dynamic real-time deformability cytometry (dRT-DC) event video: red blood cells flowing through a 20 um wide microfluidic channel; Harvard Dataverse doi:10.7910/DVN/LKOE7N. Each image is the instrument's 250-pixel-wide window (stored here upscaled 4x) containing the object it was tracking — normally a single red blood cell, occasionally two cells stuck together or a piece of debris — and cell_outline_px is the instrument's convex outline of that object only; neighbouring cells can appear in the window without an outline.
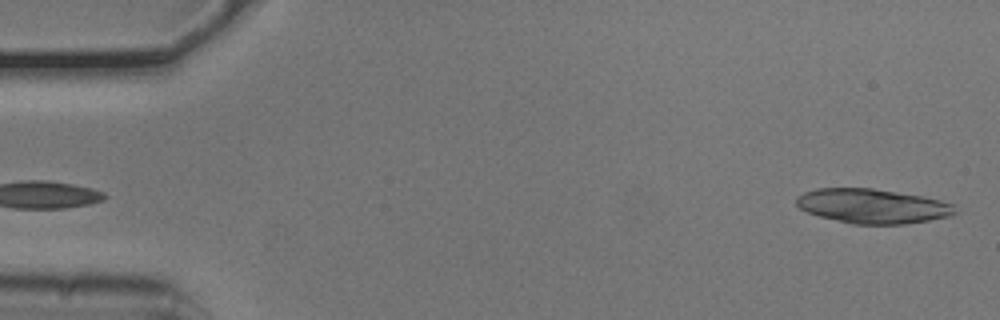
{"species": "common noctule bat (a hibernating species)", "species_latin": "Nyctalus noctula", "temperature_condition": "cold", "stored_images_in_passage": 52, "camera_frame_rate_fps": 3000, "um_per_image_px": 0.085, "animal": {"sex": "male", "body_mass_g": 20.5, "forearm_length_mm": 52.5}, "frame": {"image": 1, "passage_image": 1, "time_ms": 0.0, "image_size_px": [1000, 320], "cell_outline_px": [[960, 212], [948, 216], [928, 220], [904, 224], [852, 224], [820, 216], [808, 212], [800, 208], [796, 204], [796, 196], [804, 192], [816, 188], [872, 188], [924, 196], [940, 200], [952, 204]], "centroid_in_image_um": [74.17, 17.51], "position_along_channel_um": 10.8, "area_um2": 31.91}}
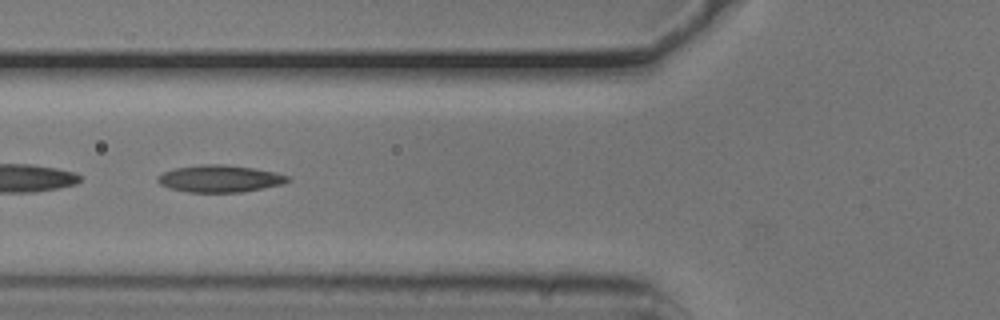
{"frame": {"image": 2, "passage_image": 19, "time_ms": 6.0, "image_size_px": [1000, 320], "cell_outline_px": [[288, 180], [280, 184], [244, 192], [188, 192], [168, 188], [160, 184], [156, 180], [156, 176], [164, 172], [176, 168], [200, 164], [224, 164], [252, 168], [276, 172], [288, 176]], "centroid_in_image_um": [18.62, 15.18], "position_along_channel_um": 107.2, "area_um2": 20.4}}
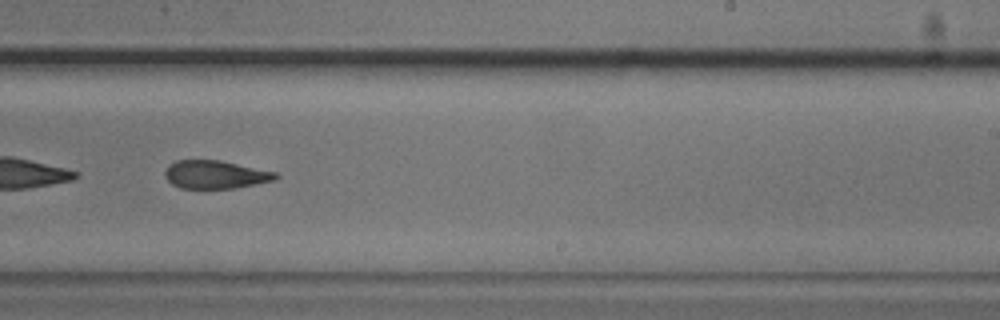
{"frame": {"image": 3, "passage_image": 32, "time_ms": 10.333, "image_size_px": [1000, 320], "cell_outline_px": [[280, 176], [276, 180], [256, 184], [232, 188], [180, 188], [172, 184], [164, 176], [164, 172], [168, 164], [176, 160], [220, 160], [276, 172]], "centroid_in_image_um": [18.3, 14.83], "position_along_channel_um": 270.7, "area_um2": 18.21}, "authors_computed_cell_mechanics": {"area_um2": 19.9699, "velocity_mm_per_s": 3.7713, "shape_relaxation_time_tau1_ms": 5.5349, "shape_relaxation_time_tau2_ms": 5.8761, "deformation_change_tau1": 0.1314, "deformation_change_tau2": 0.1679}}